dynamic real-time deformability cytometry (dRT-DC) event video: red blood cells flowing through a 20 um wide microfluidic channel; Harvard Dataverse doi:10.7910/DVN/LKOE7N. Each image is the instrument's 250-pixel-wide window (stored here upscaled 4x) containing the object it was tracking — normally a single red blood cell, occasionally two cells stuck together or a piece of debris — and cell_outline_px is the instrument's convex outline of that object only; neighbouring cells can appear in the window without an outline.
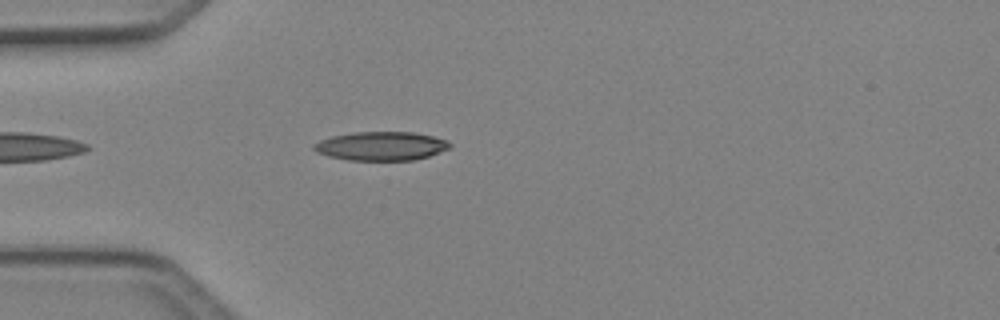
{"species": "Egyptian fruit bat (a non-hibernating species)", "species_latin": "Rousettus aegyptiacus", "temperature_condition": "cold", "stored_images_in_passage": 8, "camera_frame_rate_fps": 3000, "um_per_image_px": 0.085, "animal": {"sex": "female"}, "frame": {"image": 1, "passage_image": 4, "time_ms": 1.0, "image_size_px": [1000, 320], "cell_outline_px": [[452, 148], [416, 160], [348, 160], [328, 156], [316, 152], [312, 148], [312, 144], [320, 140], [332, 136], [352, 132], [412, 132], [432, 136], [444, 140], [452, 144]], "centroid_in_image_um": [32.37, 12.42], "position_along_channel_um": 52.6, "area_um2": 22.89}}
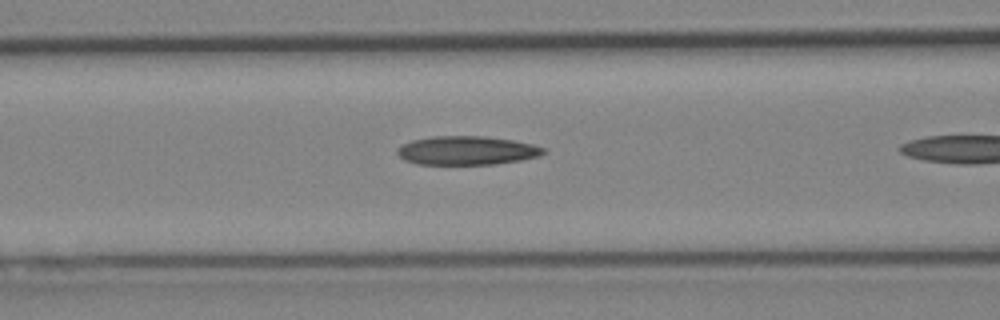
{"frame": {"image": 2, "passage_image": 7, "time_ms": 2.0, "image_size_px": [1000, 320], "cell_outline_px": [[548, 152], [540, 156], [520, 160], [496, 164], [416, 164], [404, 160], [396, 152], [396, 148], [412, 140], [432, 136], [484, 136], [512, 140], [532, 144], [544, 148]], "centroid_in_image_um": [39.68, 12.79], "position_along_channel_um": 126.9, "area_um2": 24.57}}